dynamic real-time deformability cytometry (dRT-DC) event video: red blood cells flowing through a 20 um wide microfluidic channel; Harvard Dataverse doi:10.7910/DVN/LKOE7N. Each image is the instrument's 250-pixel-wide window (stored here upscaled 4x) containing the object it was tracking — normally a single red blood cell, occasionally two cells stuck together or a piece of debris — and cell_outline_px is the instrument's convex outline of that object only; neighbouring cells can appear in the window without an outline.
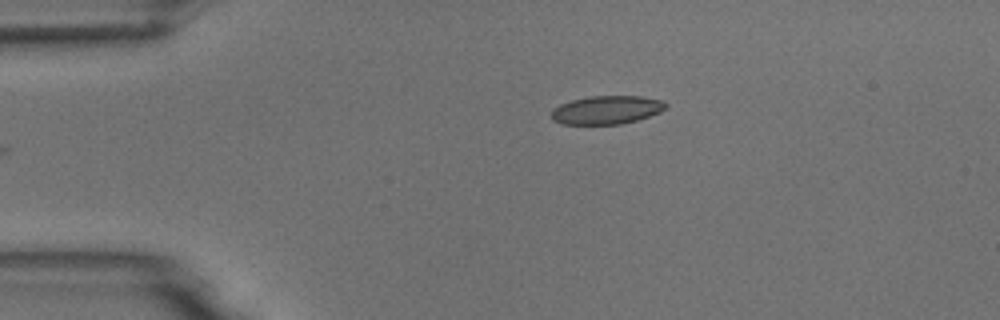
{"species": "common noctule bat (a hibernating species)", "species_latin": "Nyctalus noctula", "temperature_condition": "room temperature", "stored_images_in_passage": 32, "camera_frame_rate_fps": 3000, "um_per_image_px": 0.085, "animal": {"sex": "male", "body_mass_g": 18.8}, "frame": {"image": 1, "passage_image": 1, "time_ms": 0.0, "image_size_px": [1000, 320], "cell_outline_px": [[668, 104], [660, 112], [636, 120], [620, 124], [564, 124], [552, 120], [552, 108], [560, 104], [572, 100], [592, 96], [640, 96], [660, 100]], "centroid_in_image_um": [51.54, 9.34], "position_along_channel_um": 33.5, "area_um2": 18.73}}
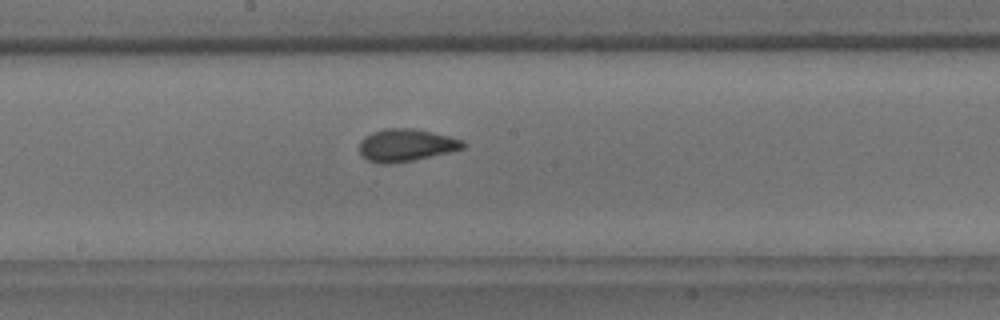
{"frame": {"image": 2, "passage_image": 19, "time_ms": 6.0, "image_size_px": [1000, 320], "cell_outline_px": [[468, 144], [464, 148], [448, 152], [412, 160], [388, 164], [380, 164], [368, 160], [360, 156], [360, 140], [364, 136], [372, 132], [384, 128], [412, 128], [432, 132], [464, 140]], "centroid_in_image_um": [34.49, 12.33], "position_along_channel_um": 213.7, "area_um2": 19.65}}
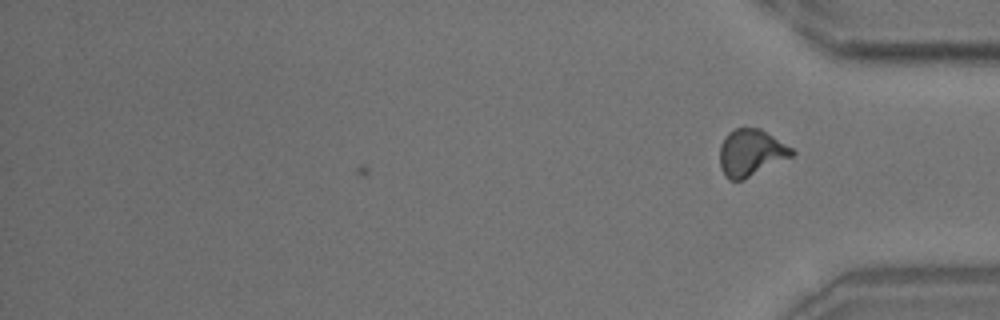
{"frame": {"image": 3, "passage_image": 32, "time_ms": 10.333, "image_size_px": [1000, 320], "cell_outline_px": [[796, 152], [792, 156], [744, 180], [728, 180], [724, 176], [720, 168], [720, 144], [724, 136], [728, 132], [736, 128], [760, 128], [792, 148]], "centroid_in_image_um": [63.8, 12.99], "position_along_channel_um": 371.4, "area_um2": 19.77}, "authors_computed_cell_mechanics": {"area_um2": 19.074, "velocity_mm_per_s": 3.6843, "shape_relaxation_time_tau1_ms": 6.8969, "shape_relaxation_time_tau2_ms": 1.0749, "deformation_change_tau1": 0.1696, "deformation_change_tau2": 0.0645}}